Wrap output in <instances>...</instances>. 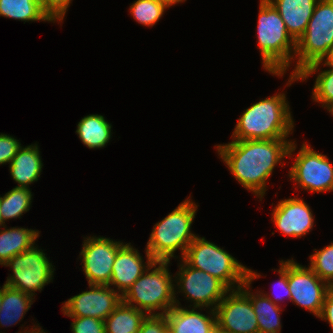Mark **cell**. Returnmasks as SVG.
Masks as SVG:
<instances>
[{
	"instance_id": "obj_27",
	"label": "cell",
	"mask_w": 333,
	"mask_h": 333,
	"mask_svg": "<svg viewBox=\"0 0 333 333\" xmlns=\"http://www.w3.org/2000/svg\"><path fill=\"white\" fill-rule=\"evenodd\" d=\"M33 194L28 188L14 187L3 196L0 195V212L2 221L21 218L31 208Z\"/></svg>"
},
{
	"instance_id": "obj_43",
	"label": "cell",
	"mask_w": 333,
	"mask_h": 333,
	"mask_svg": "<svg viewBox=\"0 0 333 333\" xmlns=\"http://www.w3.org/2000/svg\"><path fill=\"white\" fill-rule=\"evenodd\" d=\"M165 333H173L171 330L167 329Z\"/></svg>"
},
{
	"instance_id": "obj_14",
	"label": "cell",
	"mask_w": 333,
	"mask_h": 333,
	"mask_svg": "<svg viewBox=\"0 0 333 333\" xmlns=\"http://www.w3.org/2000/svg\"><path fill=\"white\" fill-rule=\"evenodd\" d=\"M217 326L228 333H259L250 298L239 288L230 290L217 305Z\"/></svg>"
},
{
	"instance_id": "obj_5",
	"label": "cell",
	"mask_w": 333,
	"mask_h": 333,
	"mask_svg": "<svg viewBox=\"0 0 333 333\" xmlns=\"http://www.w3.org/2000/svg\"><path fill=\"white\" fill-rule=\"evenodd\" d=\"M169 265L170 261H154L122 296V301L147 315L166 314L176 305L175 281Z\"/></svg>"
},
{
	"instance_id": "obj_31",
	"label": "cell",
	"mask_w": 333,
	"mask_h": 333,
	"mask_svg": "<svg viewBox=\"0 0 333 333\" xmlns=\"http://www.w3.org/2000/svg\"><path fill=\"white\" fill-rule=\"evenodd\" d=\"M73 319L71 323L72 333H106L103 320L92 317H74L67 316Z\"/></svg>"
},
{
	"instance_id": "obj_30",
	"label": "cell",
	"mask_w": 333,
	"mask_h": 333,
	"mask_svg": "<svg viewBox=\"0 0 333 333\" xmlns=\"http://www.w3.org/2000/svg\"><path fill=\"white\" fill-rule=\"evenodd\" d=\"M280 262V266H279V269L278 270H275L276 272H278L279 274V280L276 284H273L274 286L273 287H277L280 291L281 294H277L274 296V294H268V293H264L263 291L260 290V292L262 294H264L267 298H269L273 303H275L276 305L278 306H281L279 305L278 302L281 303L284 302L283 301V298H288V300H290V297H291V294H290V289H289V286H288V259L287 260H279ZM274 289V288H273ZM275 288V291L278 290ZM282 293L284 295H282ZM271 295V296H270ZM285 296V297H284Z\"/></svg>"
},
{
	"instance_id": "obj_39",
	"label": "cell",
	"mask_w": 333,
	"mask_h": 333,
	"mask_svg": "<svg viewBox=\"0 0 333 333\" xmlns=\"http://www.w3.org/2000/svg\"><path fill=\"white\" fill-rule=\"evenodd\" d=\"M324 108L327 109L331 115H333V101L328 103Z\"/></svg>"
},
{
	"instance_id": "obj_13",
	"label": "cell",
	"mask_w": 333,
	"mask_h": 333,
	"mask_svg": "<svg viewBox=\"0 0 333 333\" xmlns=\"http://www.w3.org/2000/svg\"><path fill=\"white\" fill-rule=\"evenodd\" d=\"M90 290L64 301L61 312L66 316L105 320L121 303L122 296L108 285H88Z\"/></svg>"
},
{
	"instance_id": "obj_40",
	"label": "cell",
	"mask_w": 333,
	"mask_h": 333,
	"mask_svg": "<svg viewBox=\"0 0 333 333\" xmlns=\"http://www.w3.org/2000/svg\"><path fill=\"white\" fill-rule=\"evenodd\" d=\"M212 333H228L226 331L221 330L218 326L212 331Z\"/></svg>"
},
{
	"instance_id": "obj_3",
	"label": "cell",
	"mask_w": 333,
	"mask_h": 333,
	"mask_svg": "<svg viewBox=\"0 0 333 333\" xmlns=\"http://www.w3.org/2000/svg\"><path fill=\"white\" fill-rule=\"evenodd\" d=\"M257 41L262 66L270 74L284 77L294 61L296 41L290 36L282 17L268 0H260Z\"/></svg>"
},
{
	"instance_id": "obj_42",
	"label": "cell",
	"mask_w": 333,
	"mask_h": 333,
	"mask_svg": "<svg viewBox=\"0 0 333 333\" xmlns=\"http://www.w3.org/2000/svg\"><path fill=\"white\" fill-rule=\"evenodd\" d=\"M329 287L333 288V280L329 283Z\"/></svg>"
},
{
	"instance_id": "obj_37",
	"label": "cell",
	"mask_w": 333,
	"mask_h": 333,
	"mask_svg": "<svg viewBox=\"0 0 333 333\" xmlns=\"http://www.w3.org/2000/svg\"><path fill=\"white\" fill-rule=\"evenodd\" d=\"M36 324H34V326H32V328H30V330L28 329V327H25V329L27 328V330L24 329L23 332L20 331L19 333H46L44 331V329H42L38 323H36Z\"/></svg>"
},
{
	"instance_id": "obj_21",
	"label": "cell",
	"mask_w": 333,
	"mask_h": 333,
	"mask_svg": "<svg viewBox=\"0 0 333 333\" xmlns=\"http://www.w3.org/2000/svg\"><path fill=\"white\" fill-rule=\"evenodd\" d=\"M5 225L0 230V265H4L9 259L15 255L21 254L23 251L32 248L35 241L40 236L38 230L10 227Z\"/></svg>"
},
{
	"instance_id": "obj_8",
	"label": "cell",
	"mask_w": 333,
	"mask_h": 333,
	"mask_svg": "<svg viewBox=\"0 0 333 333\" xmlns=\"http://www.w3.org/2000/svg\"><path fill=\"white\" fill-rule=\"evenodd\" d=\"M3 266L13 272L4 285L22 291L31 297L42 291L54 279V265L37 244L9 259Z\"/></svg>"
},
{
	"instance_id": "obj_28",
	"label": "cell",
	"mask_w": 333,
	"mask_h": 333,
	"mask_svg": "<svg viewBox=\"0 0 333 333\" xmlns=\"http://www.w3.org/2000/svg\"><path fill=\"white\" fill-rule=\"evenodd\" d=\"M168 7L158 0H136L129 7V13L142 26L153 27Z\"/></svg>"
},
{
	"instance_id": "obj_15",
	"label": "cell",
	"mask_w": 333,
	"mask_h": 333,
	"mask_svg": "<svg viewBox=\"0 0 333 333\" xmlns=\"http://www.w3.org/2000/svg\"><path fill=\"white\" fill-rule=\"evenodd\" d=\"M271 215V221L277 230L289 237H304L314 227L313 211L302 198L290 197L280 200Z\"/></svg>"
},
{
	"instance_id": "obj_7",
	"label": "cell",
	"mask_w": 333,
	"mask_h": 333,
	"mask_svg": "<svg viewBox=\"0 0 333 333\" xmlns=\"http://www.w3.org/2000/svg\"><path fill=\"white\" fill-rule=\"evenodd\" d=\"M333 44V0H319L306 31L296 42L291 76H297L307 66L322 61Z\"/></svg>"
},
{
	"instance_id": "obj_1",
	"label": "cell",
	"mask_w": 333,
	"mask_h": 333,
	"mask_svg": "<svg viewBox=\"0 0 333 333\" xmlns=\"http://www.w3.org/2000/svg\"><path fill=\"white\" fill-rule=\"evenodd\" d=\"M297 144L295 140H232L215 146L234 179L247 191L262 201L267 191V180L274 168L284 163L285 157L292 158Z\"/></svg>"
},
{
	"instance_id": "obj_23",
	"label": "cell",
	"mask_w": 333,
	"mask_h": 333,
	"mask_svg": "<svg viewBox=\"0 0 333 333\" xmlns=\"http://www.w3.org/2000/svg\"><path fill=\"white\" fill-rule=\"evenodd\" d=\"M111 128L103 115L89 114L78 122L76 134L89 149H103L112 138Z\"/></svg>"
},
{
	"instance_id": "obj_34",
	"label": "cell",
	"mask_w": 333,
	"mask_h": 333,
	"mask_svg": "<svg viewBox=\"0 0 333 333\" xmlns=\"http://www.w3.org/2000/svg\"><path fill=\"white\" fill-rule=\"evenodd\" d=\"M168 329L166 315H147L138 333H165Z\"/></svg>"
},
{
	"instance_id": "obj_6",
	"label": "cell",
	"mask_w": 333,
	"mask_h": 333,
	"mask_svg": "<svg viewBox=\"0 0 333 333\" xmlns=\"http://www.w3.org/2000/svg\"><path fill=\"white\" fill-rule=\"evenodd\" d=\"M182 259L189 266L219 279L230 290L239 289L248 280L249 268L205 237L197 236L187 247Z\"/></svg>"
},
{
	"instance_id": "obj_35",
	"label": "cell",
	"mask_w": 333,
	"mask_h": 333,
	"mask_svg": "<svg viewBox=\"0 0 333 333\" xmlns=\"http://www.w3.org/2000/svg\"><path fill=\"white\" fill-rule=\"evenodd\" d=\"M318 318L329 323L333 333V288L331 287L326 294L325 301Z\"/></svg>"
},
{
	"instance_id": "obj_17",
	"label": "cell",
	"mask_w": 333,
	"mask_h": 333,
	"mask_svg": "<svg viewBox=\"0 0 333 333\" xmlns=\"http://www.w3.org/2000/svg\"><path fill=\"white\" fill-rule=\"evenodd\" d=\"M176 305L170 309L165 315L167 319L168 329L173 333H212L217 326V318L215 310L209 309L208 314L201 313L202 309H189L182 307L179 299L176 298ZM201 310L200 312L197 311ZM196 310V311H195ZM210 315V316H209Z\"/></svg>"
},
{
	"instance_id": "obj_4",
	"label": "cell",
	"mask_w": 333,
	"mask_h": 333,
	"mask_svg": "<svg viewBox=\"0 0 333 333\" xmlns=\"http://www.w3.org/2000/svg\"><path fill=\"white\" fill-rule=\"evenodd\" d=\"M198 206L189 196L153 226L145 249L154 261H171L177 250L184 257L187 247L197 237L191 226Z\"/></svg>"
},
{
	"instance_id": "obj_24",
	"label": "cell",
	"mask_w": 333,
	"mask_h": 333,
	"mask_svg": "<svg viewBox=\"0 0 333 333\" xmlns=\"http://www.w3.org/2000/svg\"><path fill=\"white\" fill-rule=\"evenodd\" d=\"M320 65L329 67V69L323 70L322 68V71H320ZM316 72H318V76L314 82L312 100L322 104L324 108L328 103L333 101V67L323 64L321 61L313 63L302 70L297 76L290 75L286 87L291 86L295 81H306L311 75L316 74Z\"/></svg>"
},
{
	"instance_id": "obj_18",
	"label": "cell",
	"mask_w": 333,
	"mask_h": 333,
	"mask_svg": "<svg viewBox=\"0 0 333 333\" xmlns=\"http://www.w3.org/2000/svg\"><path fill=\"white\" fill-rule=\"evenodd\" d=\"M261 274L248 269V280L240 289L250 298L253 310L257 317L259 333H281V316L282 307L273 303L269 298L259 290L252 292L251 284Z\"/></svg>"
},
{
	"instance_id": "obj_38",
	"label": "cell",
	"mask_w": 333,
	"mask_h": 333,
	"mask_svg": "<svg viewBox=\"0 0 333 333\" xmlns=\"http://www.w3.org/2000/svg\"><path fill=\"white\" fill-rule=\"evenodd\" d=\"M158 1L165 4L168 8H170L171 6L182 3L186 0H158Z\"/></svg>"
},
{
	"instance_id": "obj_12",
	"label": "cell",
	"mask_w": 333,
	"mask_h": 333,
	"mask_svg": "<svg viewBox=\"0 0 333 333\" xmlns=\"http://www.w3.org/2000/svg\"><path fill=\"white\" fill-rule=\"evenodd\" d=\"M288 286L290 301L318 318L329 284L321 280L309 266H303L291 258L288 259Z\"/></svg>"
},
{
	"instance_id": "obj_32",
	"label": "cell",
	"mask_w": 333,
	"mask_h": 333,
	"mask_svg": "<svg viewBox=\"0 0 333 333\" xmlns=\"http://www.w3.org/2000/svg\"><path fill=\"white\" fill-rule=\"evenodd\" d=\"M21 146L17 138L0 133V165L9 164Z\"/></svg>"
},
{
	"instance_id": "obj_2",
	"label": "cell",
	"mask_w": 333,
	"mask_h": 333,
	"mask_svg": "<svg viewBox=\"0 0 333 333\" xmlns=\"http://www.w3.org/2000/svg\"><path fill=\"white\" fill-rule=\"evenodd\" d=\"M286 94L277 93L247 108L238 118L232 140L288 139L294 131Z\"/></svg>"
},
{
	"instance_id": "obj_41",
	"label": "cell",
	"mask_w": 333,
	"mask_h": 333,
	"mask_svg": "<svg viewBox=\"0 0 333 333\" xmlns=\"http://www.w3.org/2000/svg\"><path fill=\"white\" fill-rule=\"evenodd\" d=\"M6 224L3 223L2 221V216H1V212H0V228L4 227Z\"/></svg>"
},
{
	"instance_id": "obj_25",
	"label": "cell",
	"mask_w": 333,
	"mask_h": 333,
	"mask_svg": "<svg viewBox=\"0 0 333 333\" xmlns=\"http://www.w3.org/2000/svg\"><path fill=\"white\" fill-rule=\"evenodd\" d=\"M147 314L121 301L104 320L106 333H138Z\"/></svg>"
},
{
	"instance_id": "obj_26",
	"label": "cell",
	"mask_w": 333,
	"mask_h": 333,
	"mask_svg": "<svg viewBox=\"0 0 333 333\" xmlns=\"http://www.w3.org/2000/svg\"><path fill=\"white\" fill-rule=\"evenodd\" d=\"M1 16L25 22H56L38 0H0Z\"/></svg>"
},
{
	"instance_id": "obj_33",
	"label": "cell",
	"mask_w": 333,
	"mask_h": 333,
	"mask_svg": "<svg viewBox=\"0 0 333 333\" xmlns=\"http://www.w3.org/2000/svg\"><path fill=\"white\" fill-rule=\"evenodd\" d=\"M40 5L48 12V14L59 23L65 18V14L72 0H38Z\"/></svg>"
},
{
	"instance_id": "obj_29",
	"label": "cell",
	"mask_w": 333,
	"mask_h": 333,
	"mask_svg": "<svg viewBox=\"0 0 333 333\" xmlns=\"http://www.w3.org/2000/svg\"><path fill=\"white\" fill-rule=\"evenodd\" d=\"M313 252L309 256L308 266L321 280L329 284L333 280V241L321 250L314 249Z\"/></svg>"
},
{
	"instance_id": "obj_20",
	"label": "cell",
	"mask_w": 333,
	"mask_h": 333,
	"mask_svg": "<svg viewBox=\"0 0 333 333\" xmlns=\"http://www.w3.org/2000/svg\"><path fill=\"white\" fill-rule=\"evenodd\" d=\"M278 11L290 36L297 40L306 31L319 0H268Z\"/></svg>"
},
{
	"instance_id": "obj_36",
	"label": "cell",
	"mask_w": 333,
	"mask_h": 333,
	"mask_svg": "<svg viewBox=\"0 0 333 333\" xmlns=\"http://www.w3.org/2000/svg\"><path fill=\"white\" fill-rule=\"evenodd\" d=\"M321 62L327 66L333 67V44L331 45L328 54Z\"/></svg>"
},
{
	"instance_id": "obj_9",
	"label": "cell",
	"mask_w": 333,
	"mask_h": 333,
	"mask_svg": "<svg viewBox=\"0 0 333 333\" xmlns=\"http://www.w3.org/2000/svg\"><path fill=\"white\" fill-rule=\"evenodd\" d=\"M179 262V271L173 276L176 283L174 286L177 287L174 288L175 295L183 293L185 300L193 303L188 306L190 308L193 306L215 310L230 289L209 273L189 266L183 259Z\"/></svg>"
},
{
	"instance_id": "obj_16",
	"label": "cell",
	"mask_w": 333,
	"mask_h": 333,
	"mask_svg": "<svg viewBox=\"0 0 333 333\" xmlns=\"http://www.w3.org/2000/svg\"><path fill=\"white\" fill-rule=\"evenodd\" d=\"M144 262L138 249L131 243H124L117 252L112 266V276L108 286H113L121 296H123L131 285L147 270L154 262L150 253L145 249ZM116 288V289H115Z\"/></svg>"
},
{
	"instance_id": "obj_19",
	"label": "cell",
	"mask_w": 333,
	"mask_h": 333,
	"mask_svg": "<svg viewBox=\"0 0 333 333\" xmlns=\"http://www.w3.org/2000/svg\"><path fill=\"white\" fill-rule=\"evenodd\" d=\"M37 143L21 146L14 158L9 163V172L17 183V188H28L29 185L39 180L43 163Z\"/></svg>"
},
{
	"instance_id": "obj_10",
	"label": "cell",
	"mask_w": 333,
	"mask_h": 333,
	"mask_svg": "<svg viewBox=\"0 0 333 333\" xmlns=\"http://www.w3.org/2000/svg\"><path fill=\"white\" fill-rule=\"evenodd\" d=\"M296 154L288 176L298 185L297 188L313 193L333 191V164L330 159L314 151L306 142Z\"/></svg>"
},
{
	"instance_id": "obj_11",
	"label": "cell",
	"mask_w": 333,
	"mask_h": 333,
	"mask_svg": "<svg viewBox=\"0 0 333 333\" xmlns=\"http://www.w3.org/2000/svg\"><path fill=\"white\" fill-rule=\"evenodd\" d=\"M83 238L79 258L88 285H109L115 257L124 242L96 235Z\"/></svg>"
},
{
	"instance_id": "obj_22",
	"label": "cell",
	"mask_w": 333,
	"mask_h": 333,
	"mask_svg": "<svg viewBox=\"0 0 333 333\" xmlns=\"http://www.w3.org/2000/svg\"><path fill=\"white\" fill-rule=\"evenodd\" d=\"M35 297L24 294L22 291L2 285L0 302V327L17 325L24 319L26 312L31 308Z\"/></svg>"
}]
</instances>
